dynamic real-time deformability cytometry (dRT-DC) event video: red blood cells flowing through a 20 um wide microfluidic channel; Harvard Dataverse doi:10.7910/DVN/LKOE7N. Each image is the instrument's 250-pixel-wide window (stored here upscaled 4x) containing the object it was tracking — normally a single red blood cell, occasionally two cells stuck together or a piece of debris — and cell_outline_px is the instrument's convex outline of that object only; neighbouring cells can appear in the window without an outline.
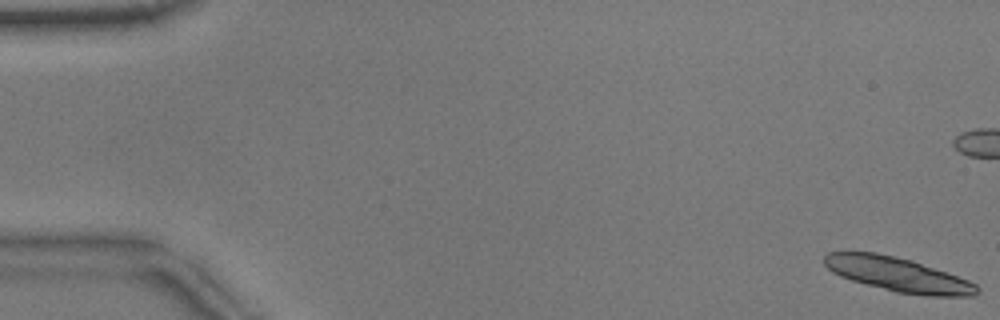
{"species": "common noctule bat (a hibernating species)", "species_latin": "Nyctalus noctula", "temperature_condition": "warm", "stored_images_in_passage": 16, "camera_frame_rate_fps": 3000, "um_per_image_px": 0.085, "animal": {"sex": "male", "body_mass_g": 17.9}, "frame": {"image": 1, "passage_image": 1, "time_ms": 0.0, "image_size_px": [1000, 320], "cell_outline_px": [[980, 292], [972, 296], [928, 296], [896, 292], [852, 280], [840, 276], [832, 272], [824, 264], [824, 256], [828, 252], [876, 252], [912, 260], [968, 280], [976, 284], [980, 288]], "centroid_in_image_um": [76.33, 23.33], "position_along_channel_um": 8.7, "area_um2": 30.29}}